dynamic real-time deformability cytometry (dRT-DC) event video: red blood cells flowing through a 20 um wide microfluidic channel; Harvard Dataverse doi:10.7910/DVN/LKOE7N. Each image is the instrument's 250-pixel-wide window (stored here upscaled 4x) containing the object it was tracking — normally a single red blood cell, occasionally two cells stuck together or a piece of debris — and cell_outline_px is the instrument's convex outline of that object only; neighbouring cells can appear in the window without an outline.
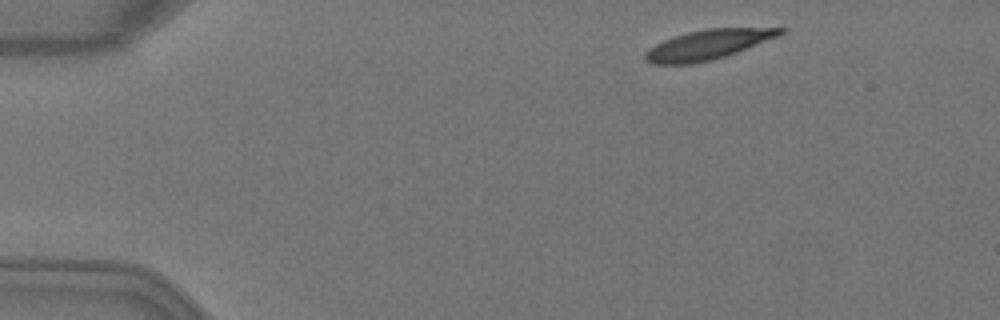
{"species": "Egyptian fruit bat (a non-hibernating species)", "species_latin": "Rousettus aegyptiacus", "temperature_condition": "warm", "stored_images_in_passage": 3, "camera_frame_rate_fps": 3000, "um_per_image_px": 0.085, "animal": {"sex": "female"}, "frame": {"image": 1, "passage_image": 1, "time_ms": 0.0, "image_size_px": [1000, 320], "cell_outline_px": [[788, 28], [780, 36], [736, 52], [712, 60], [692, 64], [652, 64], [644, 60], [644, 52], [648, 48], [664, 40], [688, 32], [708, 28]], "centroid_in_image_um": [60.15, 3.8], "position_along_channel_um": 24.8, "area_um2": 23.29}}